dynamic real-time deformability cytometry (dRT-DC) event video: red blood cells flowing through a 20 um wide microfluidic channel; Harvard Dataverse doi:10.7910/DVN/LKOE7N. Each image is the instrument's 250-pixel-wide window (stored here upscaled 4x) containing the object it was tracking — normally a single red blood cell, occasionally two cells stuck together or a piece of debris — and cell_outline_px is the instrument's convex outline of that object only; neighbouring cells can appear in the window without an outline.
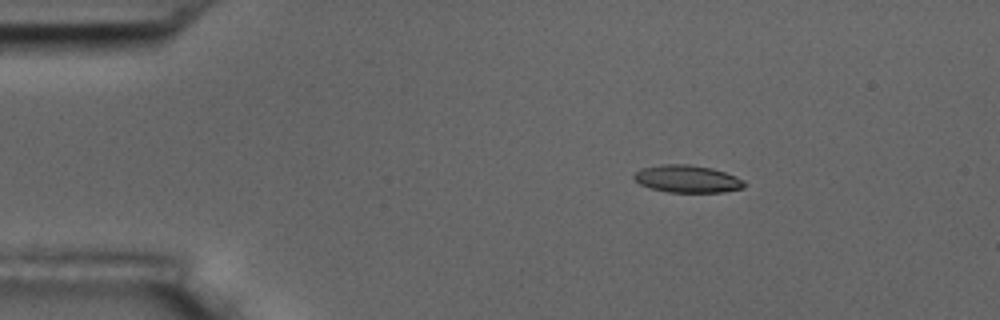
{"species": "common noctule bat (a hibernating species)", "species_latin": "Nyctalus noctula", "temperature_condition": "room temperature", "stored_images_in_passage": 5, "camera_frame_rate_fps": 3000, "um_per_image_px": 0.085, "animal": {"sex": "male", "body_mass_g": 17.5, "forearm_length_mm": 52.3}, "frame": {"image": 1, "passage_image": 3, "time_ms": 2.333, "image_size_px": [1000, 320], "cell_outline_px": [[744, 188], [724, 192], [668, 192], [652, 188], [640, 184], [632, 176], [640, 168], [660, 164], [688, 164], [712, 168], [736, 176], [744, 180]], "centroid_in_image_um": [58.42, 15.2], "position_along_channel_um": 26.6, "area_um2": 17.63}}